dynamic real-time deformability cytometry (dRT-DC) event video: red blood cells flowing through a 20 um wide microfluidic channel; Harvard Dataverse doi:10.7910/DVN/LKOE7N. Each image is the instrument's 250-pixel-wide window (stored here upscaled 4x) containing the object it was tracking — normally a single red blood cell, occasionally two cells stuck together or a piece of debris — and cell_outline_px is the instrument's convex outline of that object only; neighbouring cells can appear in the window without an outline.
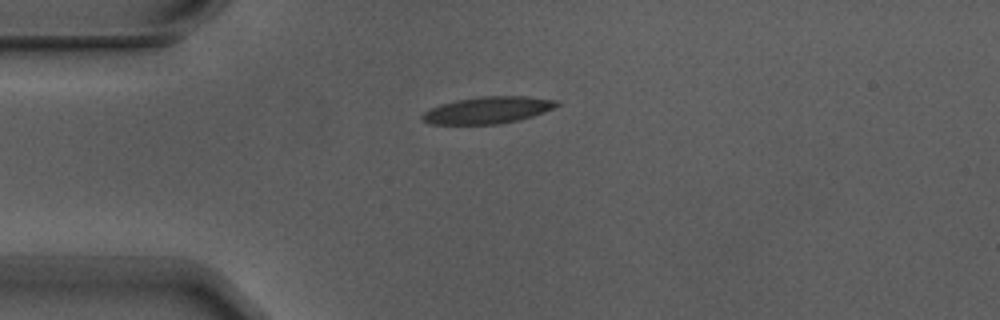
{"species": "Egyptian fruit bat (a non-hibernating species)", "species_latin": "Rousettus aegyptiacus", "temperature_condition": "warm", "stored_images_in_passage": 3, "camera_frame_rate_fps": 3000, "um_per_image_px": 0.085, "animal": {"sex": "male"}, "frame": {"image": 1, "passage_image": 1, "time_ms": 0.0, "image_size_px": [1000, 320], "cell_outline_px": [[560, 104], [544, 112], [520, 120], [500, 124], [428, 124], [420, 120], [420, 116], [428, 108], [440, 104], [456, 100], [480, 96], [528, 96], [556, 100]], "centroid_in_image_um": [41.4, 9.36], "position_along_channel_um": 43.6, "area_um2": 21.27}}